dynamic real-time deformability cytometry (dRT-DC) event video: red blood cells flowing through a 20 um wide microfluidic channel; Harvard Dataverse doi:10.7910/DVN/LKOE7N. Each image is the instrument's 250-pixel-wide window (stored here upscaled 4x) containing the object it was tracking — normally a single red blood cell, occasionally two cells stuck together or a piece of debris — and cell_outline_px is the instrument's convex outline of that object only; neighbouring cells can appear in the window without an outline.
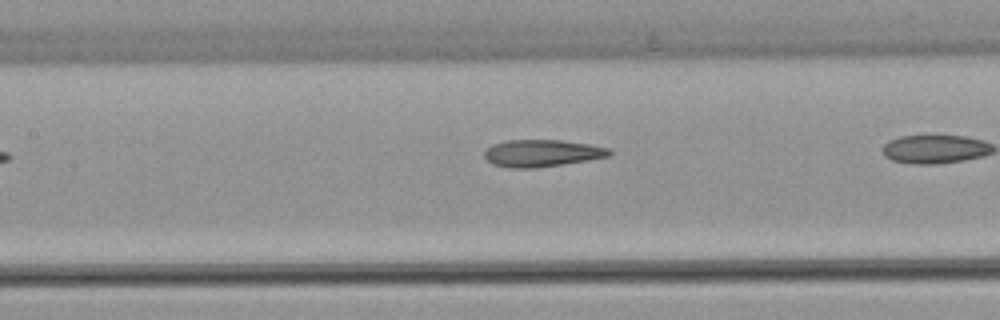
{"species": "common noctule bat (a hibernating species)", "species_latin": "Nyctalus noctula", "temperature_condition": "warm", "stored_images_in_passage": 9, "camera_frame_rate_fps": 3000, "um_per_image_px": 0.085, "animal": {"sex": "female", "body_mass_g": 22.7, "forearm_length_mm": 54.2}, "frame": {"image": 1, "passage_image": 7, "time_ms": 2.0, "image_size_px": [1000, 320], "cell_outline_px": [[612, 156], [588, 160], [536, 168], [508, 168], [492, 164], [484, 156], [484, 152], [492, 144], [504, 140], [560, 140], [592, 144], [608, 148], [612, 152]], "centroid_in_image_um": [46.07, 13.02], "position_along_channel_um": 161.3, "area_um2": 19.88}}